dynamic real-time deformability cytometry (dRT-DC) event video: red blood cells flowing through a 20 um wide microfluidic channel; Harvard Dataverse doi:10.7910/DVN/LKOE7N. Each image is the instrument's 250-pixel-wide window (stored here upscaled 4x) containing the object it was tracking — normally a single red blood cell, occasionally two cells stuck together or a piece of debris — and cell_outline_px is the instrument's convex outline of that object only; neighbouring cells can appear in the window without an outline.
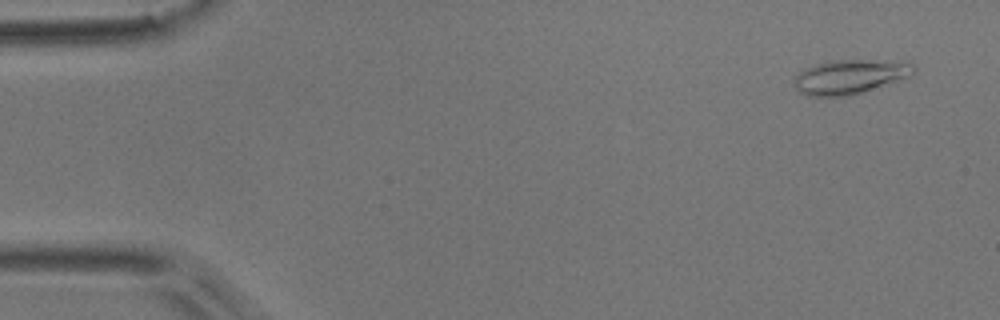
{"species": "common noctule bat (a hibernating species)", "species_latin": "Nyctalus noctula", "temperature_condition": "room temperature", "stored_images_in_passage": 4, "camera_frame_rate_fps": 3000, "um_per_image_px": 0.085, "animal": {"sex": "male", "body_mass_g": 17.9}, "frame": {"image": 1, "passage_image": 1, "time_ms": 0.0, "image_size_px": [1000, 320], "cell_outline_px": [[916, 72], [908, 76], [864, 92], [852, 96], [808, 96], [800, 92], [796, 88], [796, 76], [800, 72], [816, 64], [836, 60], [908, 60], [916, 68]], "centroid_in_image_um": [72.32, 6.51], "position_along_channel_um": 12.7, "area_um2": 23.81}}